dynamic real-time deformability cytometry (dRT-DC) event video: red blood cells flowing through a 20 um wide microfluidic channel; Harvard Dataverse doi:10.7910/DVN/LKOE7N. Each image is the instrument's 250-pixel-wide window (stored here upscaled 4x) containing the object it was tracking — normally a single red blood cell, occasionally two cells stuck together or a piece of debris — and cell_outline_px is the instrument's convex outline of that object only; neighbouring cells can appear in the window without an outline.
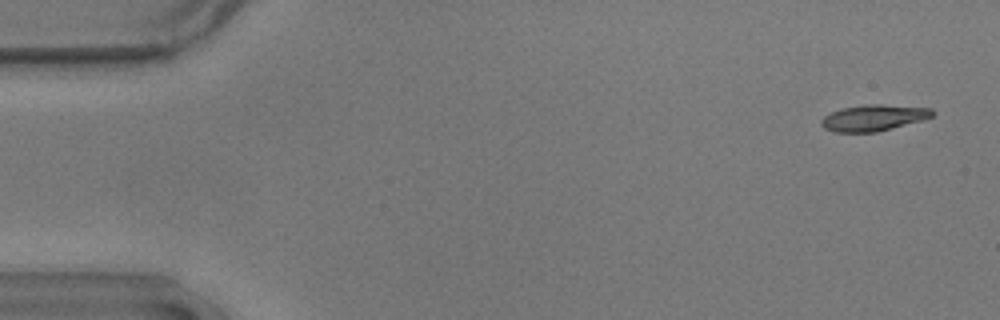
{"species": "common noctule bat (a hibernating species)", "species_latin": "Nyctalus noctula", "temperature_condition": "warm", "stored_images_in_passage": 7, "camera_frame_rate_fps": 3000, "um_per_image_px": 0.085, "animal": {"sex": "male", "body_mass_g": 17.9}, "frame": {"image": 1, "passage_image": 3, "time_ms": 0.667, "image_size_px": [1000, 320], "cell_outline_px": [[936, 112], [932, 116], [924, 120], [876, 132], [832, 132], [824, 128], [820, 124], [820, 120], [824, 116], [832, 112], [844, 108], [864, 104], [880, 104], [932, 108]], "centroid_in_image_um": [74.27, 10.01], "position_along_channel_um": 10.7, "area_um2": 17.05}}